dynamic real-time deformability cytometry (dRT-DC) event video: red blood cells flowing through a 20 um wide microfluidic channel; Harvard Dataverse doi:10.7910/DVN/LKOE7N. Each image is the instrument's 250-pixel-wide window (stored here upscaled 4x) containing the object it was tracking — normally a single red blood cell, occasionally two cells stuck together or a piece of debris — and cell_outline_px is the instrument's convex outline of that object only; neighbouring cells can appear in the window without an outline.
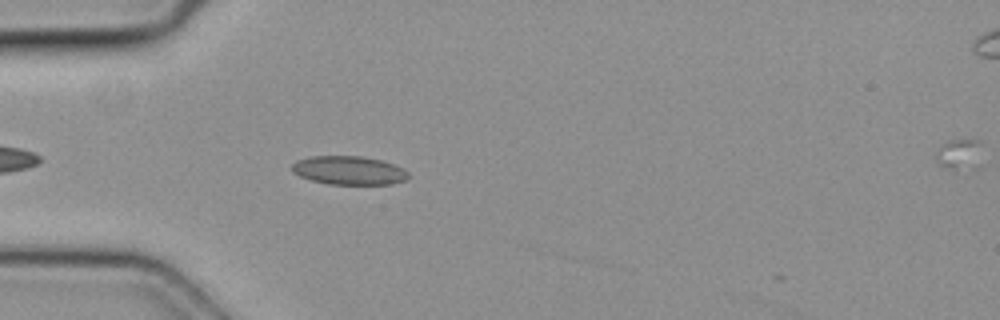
{"species": "common noctule bat (a hibernating species)", "species_latin": "Nyctalus noctula", "temperature_condition": "cold", "stored_images_in_passage": 10, "camera_frame_rate_fps": 3000, "um_per_image_px": 0.085, "animal": {"sex": "female", "body_mass_g": 19.3, "forearm_length_mm": 54.1}, "frame": {"image": 1, "passage_image": 4, "time_ms": 1.0, "image_size_px": [1000, 320], "cell_outline_px": [[408, 176], [404, 180], [392, 184], [328, 184], [312, 180], [300, 176], [292, 172], [292, 164], [296, 160], [312, 156], [364, 156], [380, 160], [392, 164], [408, 172]], "centroid_in_image_um": [29.61, 14.48], "position_along_channel_um": 55.4, "area_um2": 19.25}}
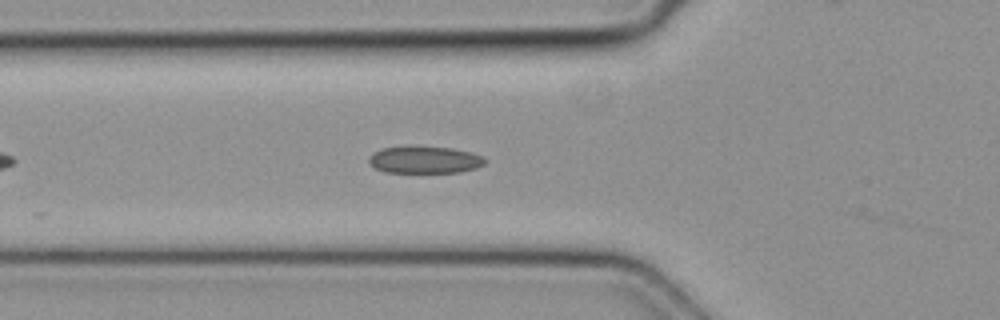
{"frame": {"image": 2, "passage_image": 7, "time_ms": 2.0, "image_size_px": [1000, 320], "cell_outline_px": [[484, 164], [476, 168], [460, 172], [384, 172], [376, 168], [368, 160], [368, 156], [372, 152], [380, 148], [408, 144], [452, 148], [468, 152], [480, 156], [484, 160]], "centroid_in_image_um": [36.0, 13.54], "position_along_channel_um": 89.8, "area_um2": 18.67}}